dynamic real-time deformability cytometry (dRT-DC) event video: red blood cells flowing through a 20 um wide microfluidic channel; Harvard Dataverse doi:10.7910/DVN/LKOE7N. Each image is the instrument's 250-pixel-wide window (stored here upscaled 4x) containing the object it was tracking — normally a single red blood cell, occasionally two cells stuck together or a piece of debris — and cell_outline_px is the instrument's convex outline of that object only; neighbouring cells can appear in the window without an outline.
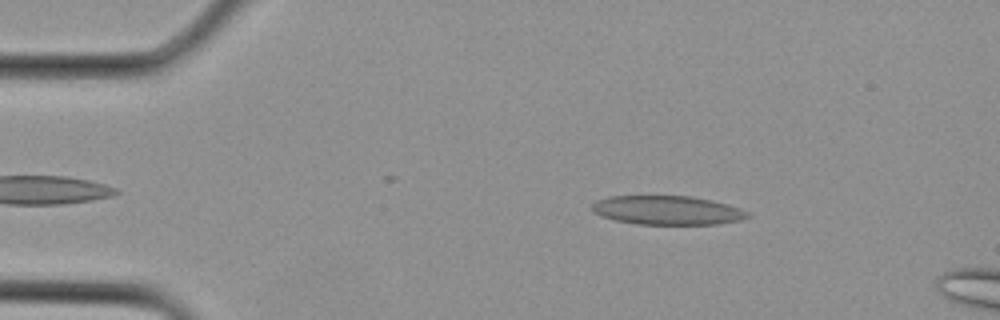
{"species": "Egyptian fruit bat (a non-hibernating species)", "species_latin": "Rousettus aegyptiacus", "temperature_condition": "cold", "stored_images_in_passage": 7, "camera_frame_rate_fps": 3000, "um_per_image_px": 0.085, "animal": {"sex": "female"}, "frame": {"image": 1, "passage_image": 4, "time_ms": 1.0, "image_size_px": [1000, 320], "cell_outline_px": [[752, 216], [740, 220], [716, 224], [636, 224], [616, 220], [592, 212], [592, 204], [596, 200], [608, 196], [692, 196], [712, 200], [728, 204], [740, 208], [748, 212]], "centroid_in_image_um": [56.74, 17.86], "position_along_channel_um": 28.3, "area_um2": 26.3}}